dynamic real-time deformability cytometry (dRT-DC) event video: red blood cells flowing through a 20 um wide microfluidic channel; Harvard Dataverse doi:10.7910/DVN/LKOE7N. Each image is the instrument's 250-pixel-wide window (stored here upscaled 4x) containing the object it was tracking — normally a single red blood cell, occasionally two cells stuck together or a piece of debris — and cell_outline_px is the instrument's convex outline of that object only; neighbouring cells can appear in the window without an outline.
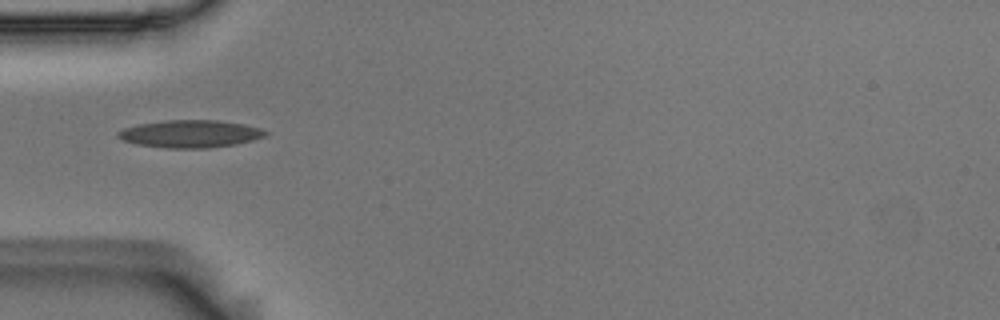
{"species": "Egyptian fruit bat (a non-hibernating species)", "species_latin": "Rousettus aegyptiacus", "temperature_condition": "room temperature", "stored_images_in_passage": 4, "camera_frame_rate_fps": 3000, "um_per_image_px": 0.085, "animal": {"sex": "male"}, "frame": {"image": 1, "passage_image": 2, "time_ms": 0.333, "image_size_px": [1000, 320], "cell_outline_px": [[268, 132], [264, 136], [252, 140], [236, 144], [208, 148], [168, 148], [136, 144], [124, 140], [116, 136], [116, 132], [124, 128], [140, 124], [164, 120], [216, 120], [244, 124], [260, 128]], "centroid_in_image_um": [16.16, 11.37], "position_along_channel_um": 68.8, "area_um2": 23.52}}
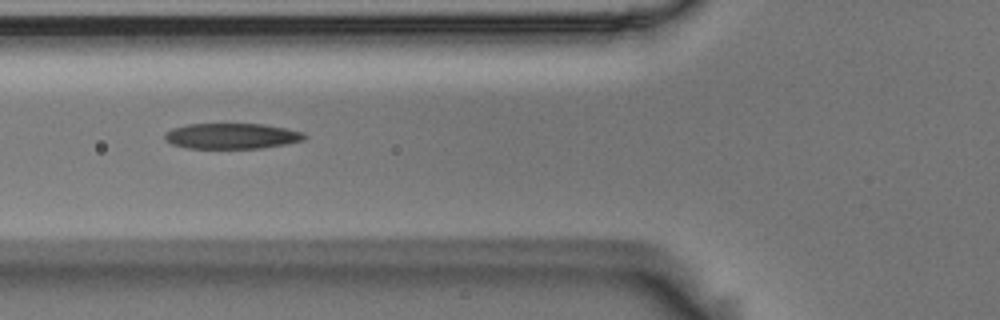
{"frame": {"image": 2, "passage_image": 3, "time_ms": 0.667, "image_size_px": [1000, 320], "cell_outline_px": [[308, 136], [304, 140], [284, 144], [260, 148], [188, 148], [172, 144], [164, 140], [164, 132], [172, 128], [188, 124], [264, 124], [288, 128], [304, 132]], "centroid_in_image_um": [19.7, 11.55], "position_along_channel_um": 106.1, "area_um2": 20.98}}
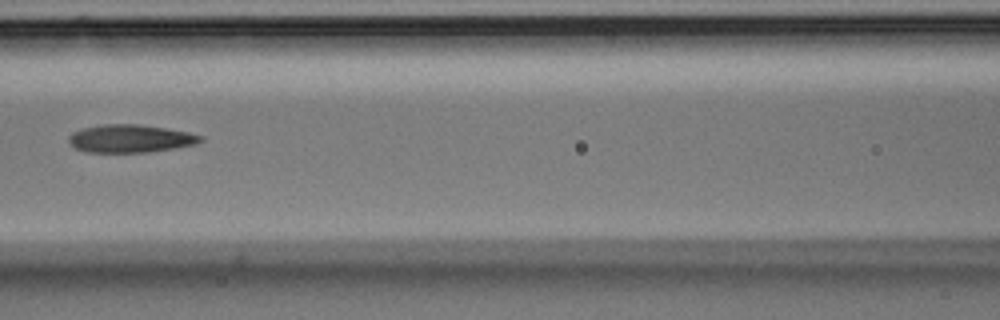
{"frame": {"image": 3, "passage_image": 4, "time_ms": 1.0, "image_size_px": [1000, 320], "cell_outline_px": [[204, 140], [196, 144], [176, 148], [148, 152], [88, 152], [76, 148], [68, 140], [68, 136], [72, 132], [84, 128], [104, 124], [136, 124], [164, 128], [188, 132], [204, 136]], "centroid_in_image_um": [11.11, 11.78], "position_along_channel_um": 155.5, "area_um2": 21.33}}